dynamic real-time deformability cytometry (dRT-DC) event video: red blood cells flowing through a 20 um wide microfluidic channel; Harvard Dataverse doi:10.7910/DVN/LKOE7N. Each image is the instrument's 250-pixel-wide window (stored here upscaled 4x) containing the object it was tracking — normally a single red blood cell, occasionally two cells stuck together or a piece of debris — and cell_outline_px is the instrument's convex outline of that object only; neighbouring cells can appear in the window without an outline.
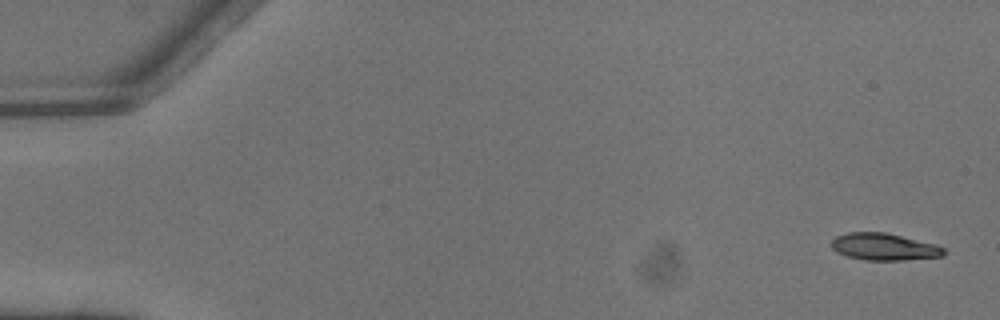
{"species": "common noctule bat (a hibernating species)", "species_latin": "Nyctalus noctula", "temperature_condition": "warm", "stored_images_in_passage": 4, "camera_frame_rate_fps": 3000, "um_per_image_px": 0.085, "animal": {"sex": "male", "body_mass_g": 13.3}, "frame": {"image": 1, "passage_image": 1, "time_ms": 0.0, "image_size_px": [1000, 320], "cell_outline_px": [[948, 252], [944, 256], [904, 260], [864, 260], [848, 256], [836, 252], [832, 248], [832, 240], [836, 236], [848, 232], [884, 232], [936, 244], [944, 248]], "centroid_in_image_um": [75.17, 20.98], "position_along_channel_um": 9.8, "area_um2": 17.74}}
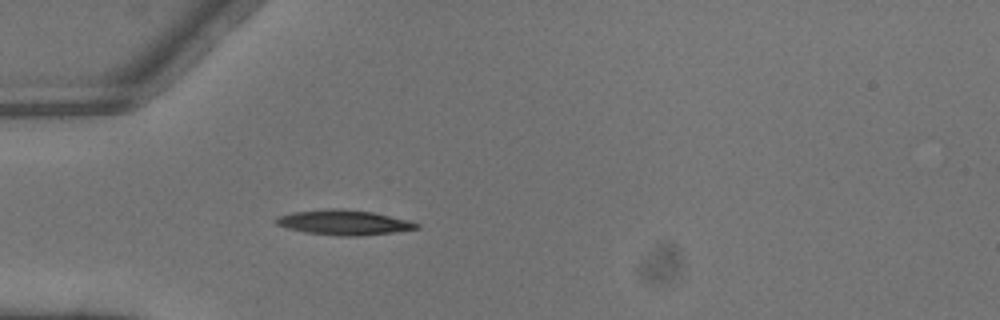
{"frame": {"image": 2, "passage_image": 4, "time_ms": 1.0, "image_size_px": [1000, 320], "cell_outline_px": [[420, 228], [364, 236], [340, 236], [304, 232], [288, 228], [276, 224], [276, 220], [280, 216], [292, 212], [328, 208], [340, 208], [372, 212], [412, 220], [420, 224]], "centroid_in_image_um": [29.29, 18.9], "position_along_channel_um": 55.7, "area_um2": 20.52}}